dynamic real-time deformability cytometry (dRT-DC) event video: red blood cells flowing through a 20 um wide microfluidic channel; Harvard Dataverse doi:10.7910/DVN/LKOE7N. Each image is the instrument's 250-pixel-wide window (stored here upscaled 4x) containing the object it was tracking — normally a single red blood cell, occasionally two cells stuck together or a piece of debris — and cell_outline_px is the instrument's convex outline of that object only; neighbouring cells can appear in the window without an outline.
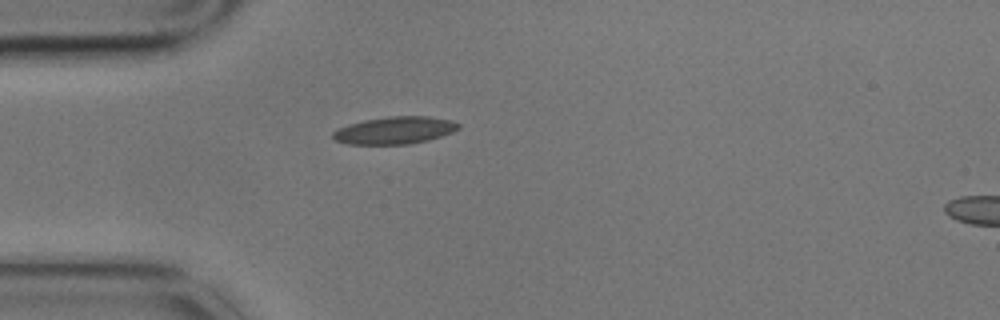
{"species": "common noctule bat (a hibernating species)", "species_latin": "Nyctalus noctula", "temperature_condition": "cold", "stored_images_in_passage": 2, "segment_of_instrument_passage": [1, 2], "camera_frame_rate_fps": 3000, "um_per_image_px": 0.085, "animal": {"sex": "male", "body_mass_g": 17.9}, "frame": {"image": 1, "passage_image": 1, "time_ms": 0.0, "image_size_px": [1000, 320], "cell_outline_px": [[460, 128], [452, 132], [428, 140], [408, 144], [348, 144], [336, 140], [332, 136], [332, 132], [348, 124], [364, 120], [388, 116], [428, 116], [452, 120], [460, 124]], "centroid_in_image_um": [33.57, 11.07], "position_along_channel_um": 51.4, "area_um2": 19.94}}